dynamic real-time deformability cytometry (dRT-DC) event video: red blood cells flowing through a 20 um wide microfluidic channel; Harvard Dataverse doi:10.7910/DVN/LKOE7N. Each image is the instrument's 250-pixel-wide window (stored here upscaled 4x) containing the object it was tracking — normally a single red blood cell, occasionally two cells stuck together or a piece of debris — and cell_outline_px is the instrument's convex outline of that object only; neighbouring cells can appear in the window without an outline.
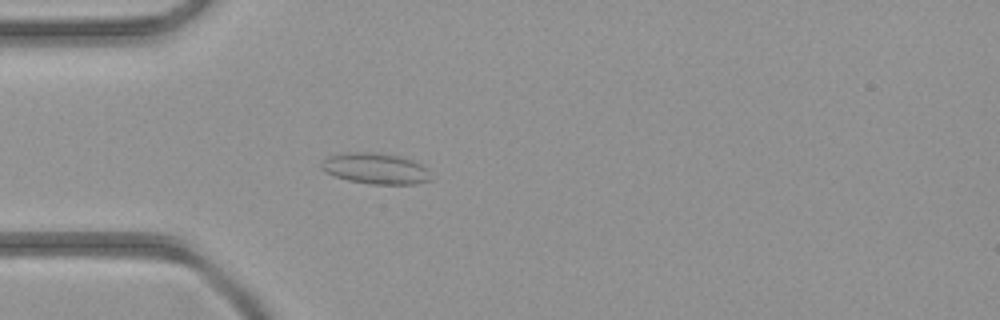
{"species": "common noctule bat (a hibernating species)", "species_latin": "Nyctalus noctula", "temperature_condition": "room temperature", "stored_images_in_passage": 2, "camera_frame_rate_fps": 3000, "um_per_image_px": 0.085, "animal": {"sex": "female", "body_mass_g": 21.9}, "frame": {"image": 1, "passage_image": 2, "time_ms": 1.333, "image_size_px": [1000, 320], "cell_outline_px": [[432, 180], [416, 184], [368, 184], [348, 180], [324, 172], [320, 168], [320, 164], [328, 156], [348, 152], [376, 152], [396, 156], [412, 160], [420, 164], [424, 168]], "centroid_in_image_um": [31.87, 14.33], "position_along_channel_um": 53.1, "area_um2": 19.59}}